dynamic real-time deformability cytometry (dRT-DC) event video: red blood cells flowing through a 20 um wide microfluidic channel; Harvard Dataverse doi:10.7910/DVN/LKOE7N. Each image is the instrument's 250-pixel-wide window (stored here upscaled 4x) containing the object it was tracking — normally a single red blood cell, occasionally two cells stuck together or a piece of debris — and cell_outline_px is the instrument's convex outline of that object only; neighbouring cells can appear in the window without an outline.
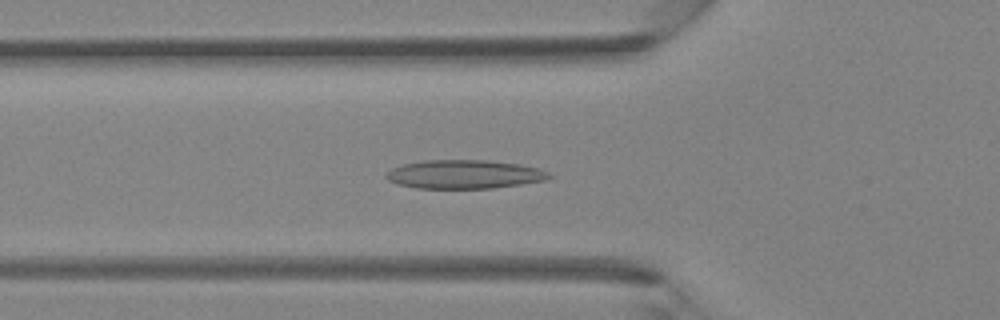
{"species": "Egyptian fruit bat (a non-hibernating species)", "species_latin": "Rousettus aegyptiacus", "temperature_condition": "room temperature", "stored_images_in_passage": 42, "camera_frame_rate_fps": 3000, "um_per_image_px": 0.085, "animal": {"sex": "female"}, "frame": {"image": 1, "passage_image": 14, "time_ms": 4.333, "image_size_px": [1000, 320], "cell_outline_px": [[552, 176], [544, 180], [520, 184], [492, 188], [416, 188], [396, 184], [388, 180], [384, 176], [392, 168], [404, 164], [424, 160], [488, 160], [520, 164], [540, 168], [548, 172]], "centroid_in_image_um": [39.45, 14.81], "position_along_channel_um": 86.3, "area_um2": 27.22}}
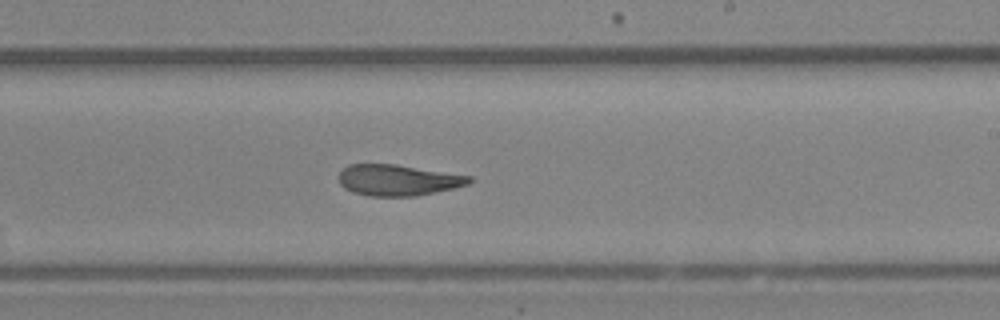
{"frame": {"image": 2, "passage_image": 25, "time_ms": 8.0, "image_size_px": [1000, 320], "cell_outline_px": [[472, 180], [468, 184], [452, 188], [416, 196], [368, 196], [352, 192], [344, 188], [340, 184], [336, 176], [348, 164], [396, 164], [472, 176]], "centroid_in_image_um": [33.77, 15.3], "position_along_channel_um": 255.2, "area_um2": 23.7}}
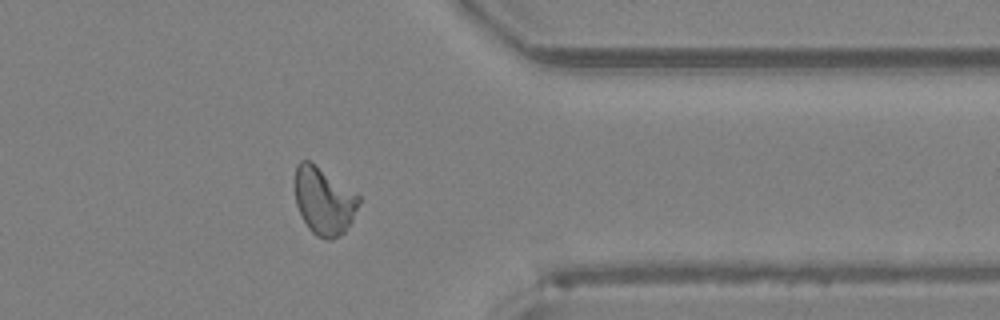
{"frame": {"image": 3, "passage_image": 34, "time_ms": 11.0, "image_size_px": [1000, 320], "cell_outline_px": [[360, 204], [352, 220], [344, 232], [332, 240], [324, 240], [316, 236], [308, 228], [296, 204], [296, 164], [300, 160], [308, 160], [360, 196]], "centroid_in_image_um": [27.54, 17.12], "position_along_channel_um": 383.9, "area_um2": 24.74}}